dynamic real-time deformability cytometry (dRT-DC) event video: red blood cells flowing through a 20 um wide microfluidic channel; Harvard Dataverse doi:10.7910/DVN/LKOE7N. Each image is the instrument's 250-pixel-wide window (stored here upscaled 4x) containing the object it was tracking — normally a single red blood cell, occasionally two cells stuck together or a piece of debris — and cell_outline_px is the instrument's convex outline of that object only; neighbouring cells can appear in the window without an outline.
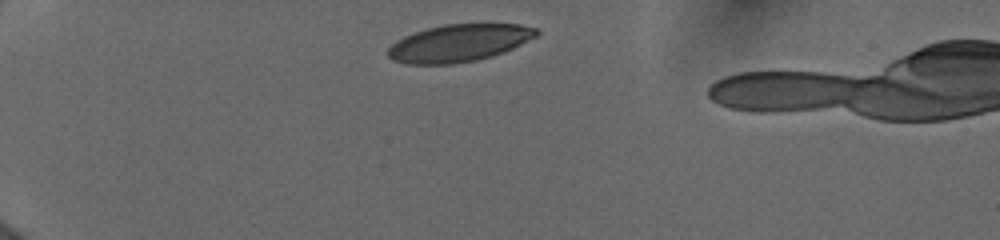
{"species": "human", "species_latin": "Homo sapiens", "temperature_condition": "cold", "stored_images_in_passage": 27, "camera_frame_rate_fps": 3000, "um_per_image_px": 0.085, "donor": {"sex": "female"}, "frame": {"image": 1, "passage_image": 1, "time_ms": 0.0, "image_size_px": [1000, 240], "cell_outline_px": [[540, 32], [536, 36], [512, 48], [492, 56], [476, 60], [452, 64], [408, 64], [392, 60], [388, 56], [388, 48], [396, 40], [404, 36], [428, 28], [444, 24], [520, 24], [536, 28]], "centroid_in_image_um": [38.99, 3.66], "position_along_channel_um": 46.0, "area_um2": 32.08}}
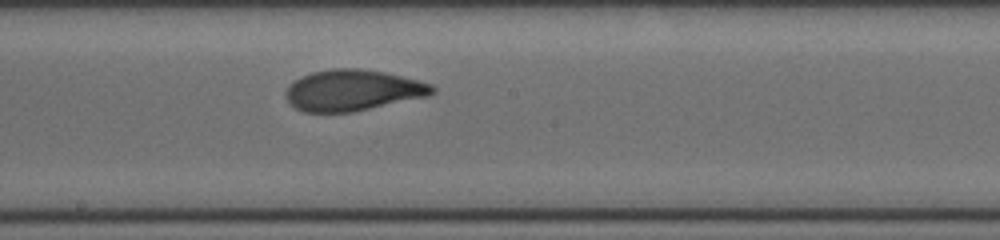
{"frame": {"image": 2, "passage_image": 13, "time_ms": 5.667, "image_size_px": [1000, 240], "cell_outline_px": [[436, 92], [428, 96], [352, 112], [304, 112], [296, 108], [284, 96], [284, 92], [300, 76], [312, 72], [332, 68], [360, 68], [384, 72], [420, 80], [432, 84], [436, 88]], "centroid_in_image_um": [30.01, 7.66], "position_along_channel_um": 218.2, "area_um2": 35.08}}
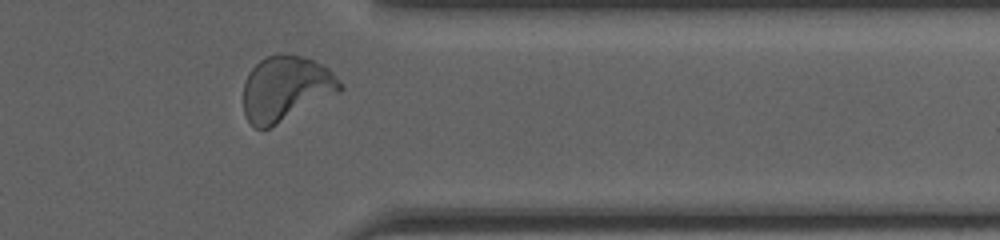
{"frame": {"image": 3, "passage_image": 23, "time_ms": 10.0, "image_size_px": [1000, 240], "cell_outline_px": [[344, 88], [340, 92], [268, 128], [252, 128], [244, 116], [244, 84], [248, 72], [260, 60], [276, 52], [280, 52], [304, 56], [328, 68], [344, 84]], "centroid_in_image_um": [24.29, 7.5], "position_along_channel_um": 387.1, "area_um2": 36.82}, "authors_computed_cell_mechanics": {"area_um2": 34.7378, "velocity_mm_per_s": 3.9492, "shape_relaxation_time_tau1_ms": 4.3155, "shape_relaxation_time_tau2_ms": 0.8373, "deformation_change_tau1": 0.1744, "deformation_change_tau2": 0.0644}}